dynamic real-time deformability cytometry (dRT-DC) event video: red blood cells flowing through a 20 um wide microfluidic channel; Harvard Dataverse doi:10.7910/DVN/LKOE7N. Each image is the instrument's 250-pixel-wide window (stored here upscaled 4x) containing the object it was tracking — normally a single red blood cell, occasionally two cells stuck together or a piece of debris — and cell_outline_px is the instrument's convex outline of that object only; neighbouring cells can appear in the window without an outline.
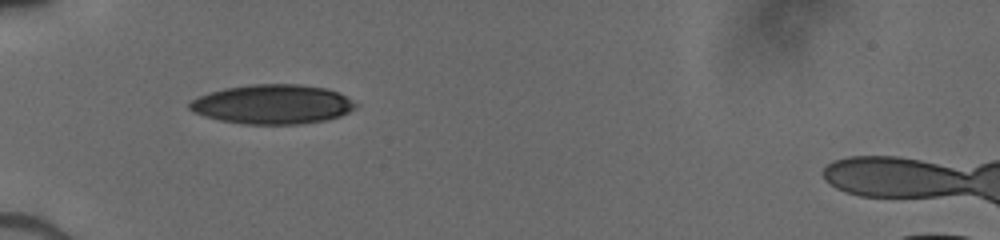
{"species": "human", "species_latin": "Homo sapiens", "temperature_condition": "cold", "stored_images_in_passage": 5, "camera_frame_rate_fps": 3000, "um_per_image_px": 0.085, "donor": {"sex": "male"}, "frame": {"image": 1, "passage_image": 2, "time_ms": 0.667, "image_size_px": [1000, 240], "cell_outline_px": [[360, 104], [356, 108], [340, 116], [324, 120], [300, 124], [244, 124], [220, 120], [204, 116], [192, 112], [188, 108], [188, 104], [192, 100], [208, 92], [224, 88], [252, 84], [300, 84], [328, 88]], "centroid_in_image_um": [23.16, 8.86], "position_along_channel_um": 61.8, "area_um2": 38.26}}
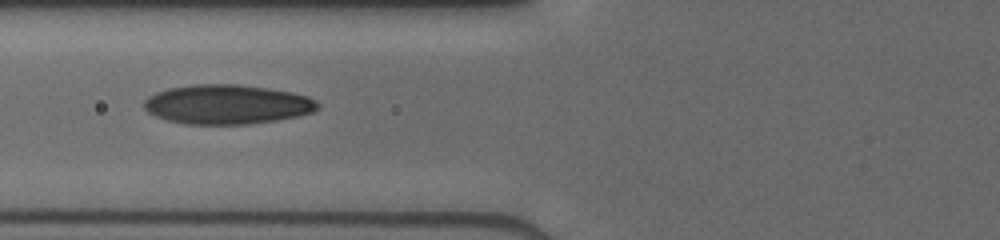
{"frame": {"image": 2, "passage_image": 4, "time_ms": 2.0, "image_size_px": [1000, 240], "cell_outline_px": [[320, 108], [312, 112], [296, 116], [276, 120], [248, 124], [184, 124], [168, 120], [156, 116], [148, 112], [144, 108], [144, 100], [148, 96], [156, 92], [168, 88], [192, 84], [240, 84], [268, 88], [292, 92], [308, 96], [316, 100], [320, 104]], "centroid_in_image_um": [19.31, 8.86], "position_along_channel_um": 106.5, "area_um2": 40.11}}